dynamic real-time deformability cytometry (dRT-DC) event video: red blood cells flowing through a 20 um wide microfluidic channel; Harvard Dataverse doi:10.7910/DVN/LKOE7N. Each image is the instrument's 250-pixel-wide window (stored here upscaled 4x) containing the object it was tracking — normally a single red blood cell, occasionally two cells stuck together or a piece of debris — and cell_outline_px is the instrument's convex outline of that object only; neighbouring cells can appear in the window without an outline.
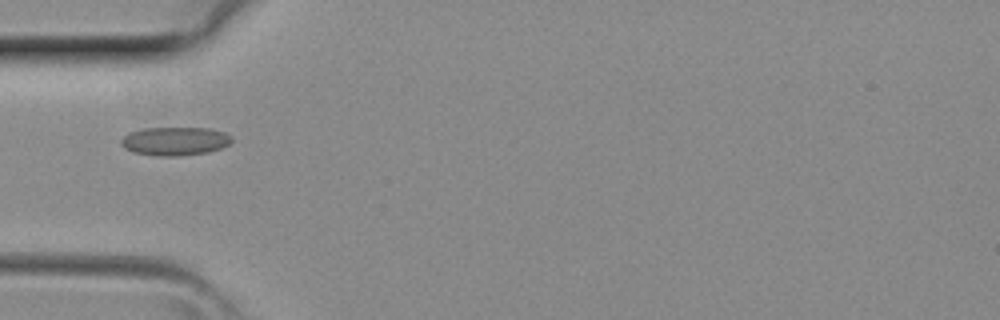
{"species": "common noctule bat (a hibernating species)", "species_latin": "Nyctalus noctula", "temperature_condition": "room temperature", "stored_images_in_passage": 3, "camera_frame_rate_fps": 3000, "um_per_image_px": 0.085, "animal": {"sex": "female", "body_mass_g": 29.2, "forearm_length_mm": 56.3}, "frame": {"image": 1, "passage_image": 3, "time_ms": 0.667, "image_size_px": [1000, 320], "cell_outline_px": [[232, 140], [228, 144], [220, 148], [208, 152], [176, 156], [156, 156], [132, 152], [124, 148], [120, 144], [120, 140], [128, 132], [144, 128], [212, 128], [224, 132], [232, 136]], "centroid_in_image_um": [14.84, 11.99], "position_along_channel_um": 70.2, "area_um2": 18.5}}